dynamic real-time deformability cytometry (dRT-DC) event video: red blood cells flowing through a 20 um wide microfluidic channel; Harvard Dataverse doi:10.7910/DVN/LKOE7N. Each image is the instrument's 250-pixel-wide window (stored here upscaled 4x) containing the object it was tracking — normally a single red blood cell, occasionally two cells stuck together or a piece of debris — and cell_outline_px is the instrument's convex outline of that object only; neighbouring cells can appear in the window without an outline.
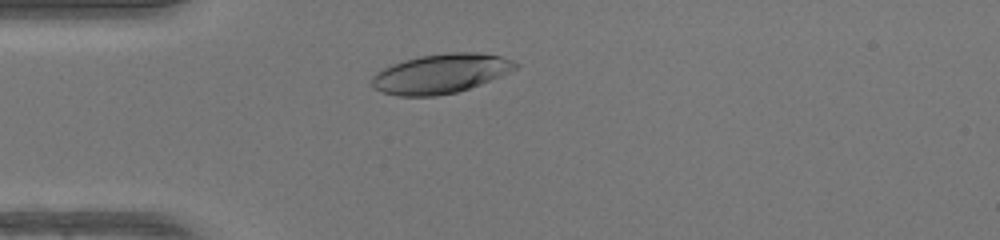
{"species": "human", "species_latin": "Homo sapiens", "temperature_condition": "warm", "stored_images_in_passage": 35, "camera_frame_rate_fps": 3000, "um_per_image_px": 0.085, "donor": {"sex": "female"}, "frame": {"image": 1, "passage_image": 7, "time_ms": 2.0, "image_size_px": [1000, 240], "cell_outline_px": [[520, 64], [516, 68], [500, 76], [480, 84], [456, 92], [436, 96], [396, 96], [380, 92], [372, 84], [372, 76], [376, 72], [392, 64], [404, 60], [420, 56], [448, 52], [476, 52], [500, 56], [512, 60]], "centroid_in_image_um": [37.44, 6.26], "position_along_channel_um": 47.6, "area_um2": 32.83}}
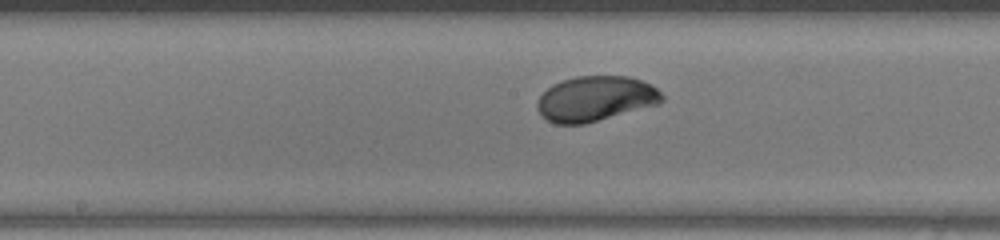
{"frame": {"image": 2, "passage_image": 19, "time_ms": 6.0, "image_size_px": [1000, 240], "cell_outline_px": [[664, 100], [660, 104], [584, 124], [556, 124], [540, 116], [536, 108], [536, 100], [552, 84], [576, 76], [628, 76], [640, 80], [656, 88], [664, 96]], "centroid_in_image_um": [50.59, 8.4], "position_along_channel_um": 197.6, "area_um2": 32.89}}
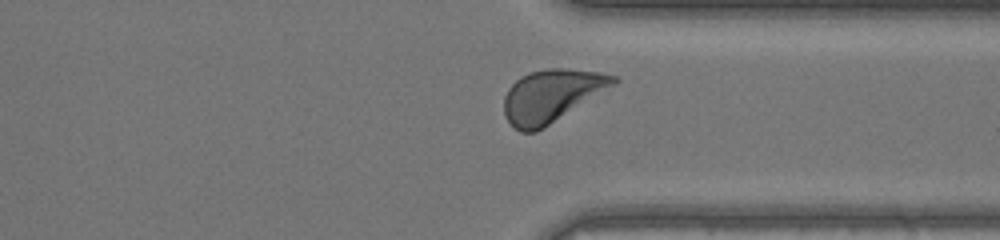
{"frame": {"image": 3, "passage_image": 31, "time_ms": 10.0, "image_size_px": [1000, 240], "cell_outline_px": [[620, 80], [616, 84], [536, 132], [520, 132], [512, 128], [504, 116], [504, 96], [508, 88], [520, 76], [532, 72], [548, 68], [564, 68], [600, 72], [616, 76]], "centroid_in_image_um": [46.85, 8.14], "position_along_channel_um": 364.6, "area_um2": 33.47}, "authors_computed_cell_mechanics": {"area_um2": 32.7726, "velocity_mm_per_s": 4.1666, "shape_relaxation_time_tau1_ms": 2.7447, "shape_relaxation_time_tau2_ms": null, "deformation_change_tau1": 0.1723, "deformation_change_tau2": null}}